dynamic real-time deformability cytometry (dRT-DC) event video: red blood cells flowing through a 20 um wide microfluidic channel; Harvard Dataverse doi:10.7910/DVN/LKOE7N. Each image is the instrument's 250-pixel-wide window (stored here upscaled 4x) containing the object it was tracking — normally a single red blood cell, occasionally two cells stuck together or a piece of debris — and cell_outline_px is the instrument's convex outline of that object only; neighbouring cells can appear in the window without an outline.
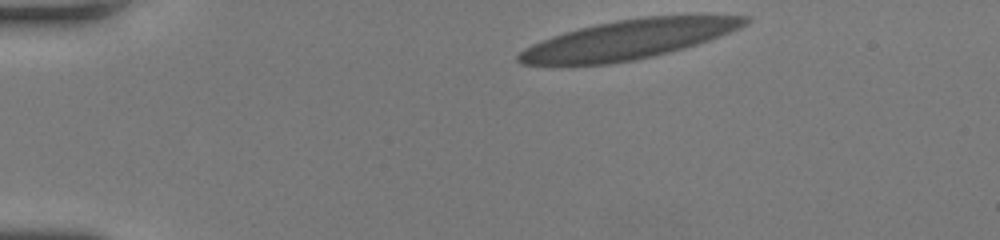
{"species": "human", "species_latin": "Homo sapiens", "temperature_condition": "room temperature", "stored_images_in_passage": 43, "camera_frame_rate_fps": 3000, "um_per_image_px": 0.085, "donor": {"sex": "female"}, "frame": {"image": 1, "passage_image": 1, "time_ms": 0.0, "image_size_px": [1000, 240], "cell_outline_px": [[752, 20], [748, 24], [740, 28], [720, 36], [684, 48], [636, 60], [608, 64], [520, 64], [516, 60], [516, 56], [524, 48], [532, 44], [552, 36], [564, 32], [596, 24], [616, 20], [644, 16], [752, 16]], "centroid_in_image_um": [53.43, 3.35], "position_along_channel_um": 31.6, "area_um2": 51.27}}
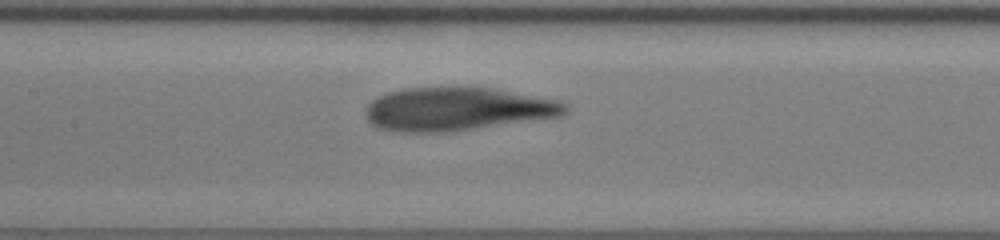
{"frame": {"image": 2, "passage_image": 17, "time_ms": 5.333, "image_size_px": [1000, 240], "cell_outline_px": [[568, 112], [560, 116], [444, 132], [392, 132], [376, 128], [364, 116], [364, 112], [368, 104], [372, 100], [388, 92], [404, 88], [496, 88], [560, 100], [568, 104]], "centroid_in_image_um": [38.84, 9.27], "position_along_channel_um": 168.6, "area_um2": 50.29}}
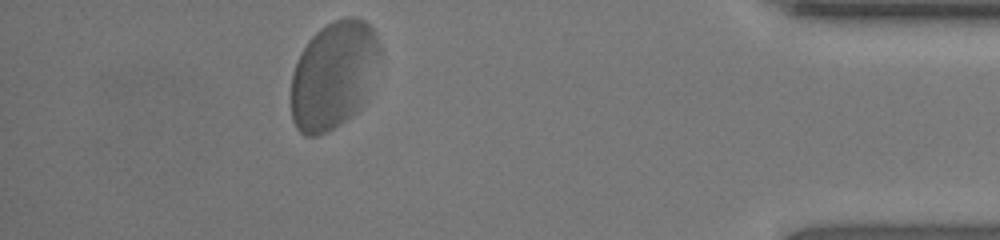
{"frame": {"image": 3, "passage_image": 38, "time_ms": 12.333, "image_size_px": [1000, 240], "cell_outline_px": [[380, 52], [360, 104], [356, 112], [340, 124], [328, 132], [316, 136], [304, 136], [296, 128], [292, 120], [292, 72], [300, 52], [308, 40], [320, 28], [344, 16], [356, 16], [364, 20], [372, 28], [376, 36], [380, 48]], "centroid_in_image_um": [28.29, 6.36], "position_along_channel_um": 406.9, "area_um2": 54.79}}